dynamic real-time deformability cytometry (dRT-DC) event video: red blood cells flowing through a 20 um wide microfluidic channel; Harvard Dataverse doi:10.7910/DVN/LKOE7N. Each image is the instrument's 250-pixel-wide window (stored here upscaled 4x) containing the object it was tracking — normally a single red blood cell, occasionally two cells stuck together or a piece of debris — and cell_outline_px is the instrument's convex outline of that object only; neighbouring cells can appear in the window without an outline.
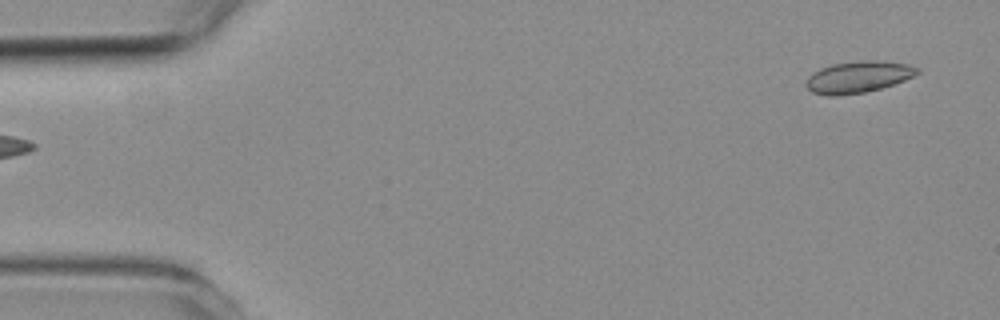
{"species": "common noctule bat (a hibernating species)", "species_latin": "Nyctalus noctula", "temperature_condition": "room temperature", "stored_images_in_passage": 4, "camera_frame_rate_fps": 3000, "um_per_image_px": 0.085, "animal": {"sex": "female", "body_mass_g": 19.3, "forearm_length_mm": 54.1}, "frame": {"image": 1, "passage_image": 4, "time_ms": 5.0, "image_size_px": [1000, 320], "cell_outline_px": [[920, 72], [904, 80], [880, 88], [864, 92], [836, 96], [828, 96], [812, 92], [804, 84], [808, 76], [812, 72], [820, 68], [832, 64], [864, 60], [880, 60], [908, 64], [920, 68]], "centroid_in_image_um": [72.92, 6.53], "position_along_channel_um": 12.1, "area_um2": 20.52}}